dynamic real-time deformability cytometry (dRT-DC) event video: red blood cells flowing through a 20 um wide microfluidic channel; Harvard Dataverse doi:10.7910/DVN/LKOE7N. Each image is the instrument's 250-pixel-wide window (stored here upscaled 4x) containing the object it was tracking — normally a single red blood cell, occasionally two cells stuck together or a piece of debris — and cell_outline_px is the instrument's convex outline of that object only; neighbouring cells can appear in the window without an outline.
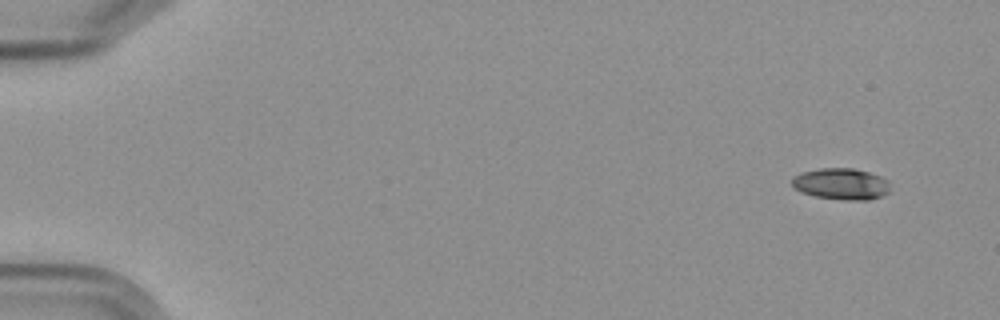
{"species": "Egyptian fruit bat (a non-hibernating species)", "species_latin": "Rousettus aegyptiacus", "temperature_condition": "cold", "stored_images_in_passage": 6, "camera_frame_rate_fps": 3000, "um_per_image_px": 0.085, "frame": {"image": 1, "passage_image": 1, "time_ms": 0.0, "image_size_px": [1000, 320], "cell_outline_px": [[888, 192], [880, 196], [868, 200], [848, 200], [816, 196], [800, 192], [792, 188], [792, 176], [800, 172], [820, 168], [852, 168], [868, 172], [880, 176], [888, 180]], "centroid_in_image_um": [71.44, 15.62], "position_along_channel_um": 13.6, "area_um2": 17.98}}
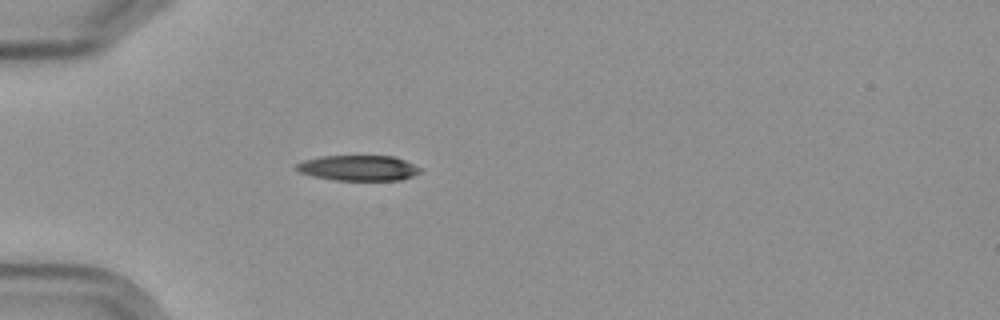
{"frame": {"image": 2, "passage_image": 5, "time_ms": 4.667, "image_size_px": [1000, 320], "cell_outline_px": [[424, 168], [420, 172], [412, 176], [400, 180], [336, 180], [312, 176], [300, 172], [296, 168], [296, 164], [304, 160], [320, 156], [392, 156], [404, 160]], "centroid_in_image_um": [30.49, 14.28], "position_along_channel_um": 54.5, "area_um2": 18.32}}